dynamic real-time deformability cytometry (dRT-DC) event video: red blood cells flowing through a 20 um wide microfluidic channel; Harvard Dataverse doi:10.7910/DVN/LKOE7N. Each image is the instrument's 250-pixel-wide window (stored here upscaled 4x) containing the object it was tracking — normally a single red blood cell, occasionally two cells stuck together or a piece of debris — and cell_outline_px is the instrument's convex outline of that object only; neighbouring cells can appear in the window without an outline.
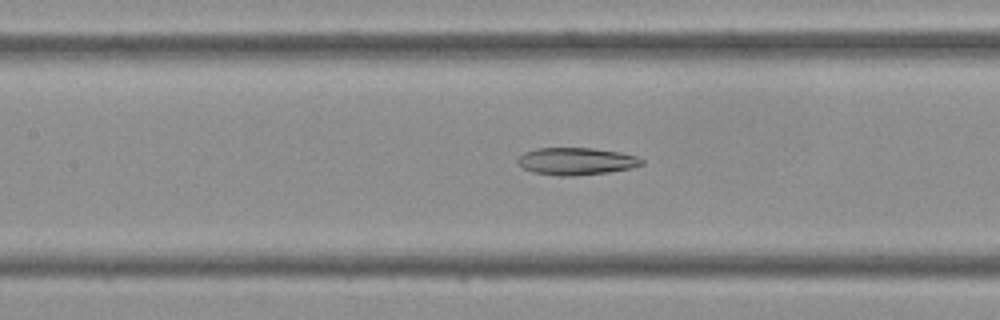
{"species": "Egyptian fruit bat (a non-hibernating species)", "species_latin": "Rousettus aegyptiacus", "temperature_condition": "cold", "stored_images_in_passage": 42, "camera_frame_rate_fps": 3000, "um_per_image_px": 0.085, "frame": {"image": 1, "passage_image": 18, "time_ms": 5.667, "image_size_px": [1000, 320], "cell_outline_px": [[644, 164], [632, 168], [608, 172], [572, 176], [560, 176], [532, 172], [524, 168], [516, 160], [524, 152], [536, 148], [592, 148], [620, 152], [636, 156], [644, 160]], "centroid_in_image_um": [49.0, 13.7], "position_along_channel_um": 158.4, "area_um2": 19.71}}
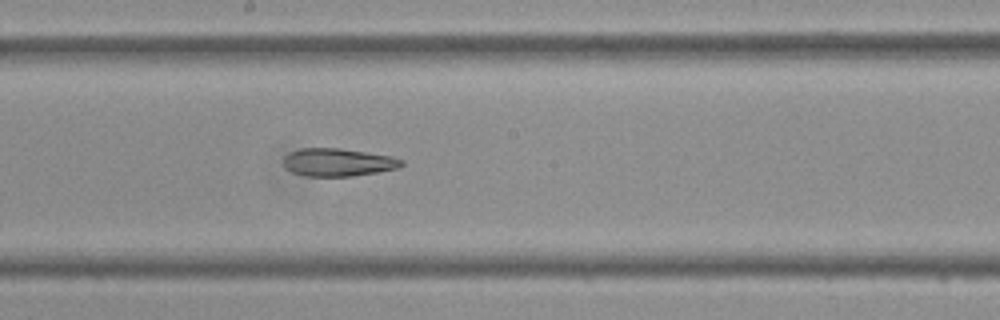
{"frame": {"image": 2, "passage_image": 22, "time_ms": 7.0, "image_size_px": [1000, 320], "cell_outline_px": [[404, 164], [400, 168], [352, 176], [308, 176], [292, 172], [284, 168], [284, 156], [300, 148], [340, 148], [392, 156], [404, 160]], "centroid_in_image_um": [28.75, 13.79], "position_along_channel_um": 219.4, "area_um2": 19.19}}
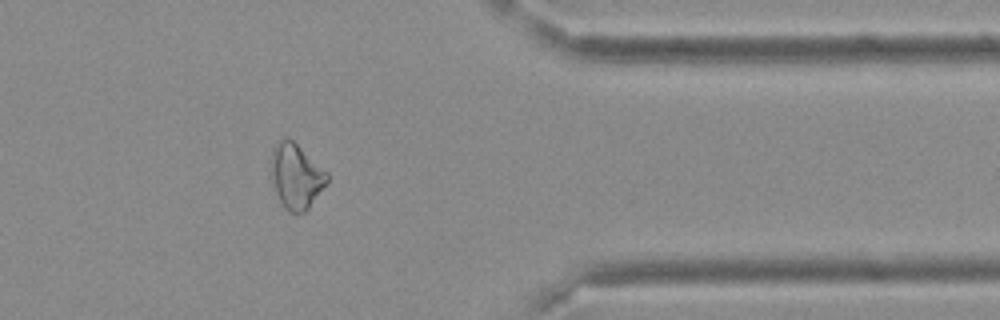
{"frame": {"image": 3, "passage_image": 34, "time_ms": 11.0, "image_size_px": [1000, 320], "cell_outline_px": [[328, 180], [308, 208], [304, 212], [288, 212], [284, 208], [272, 184], [268, 168], [272, 148], [280, 140], [288, 136], [328, 172]], "centroid_in_image_um": [25.11, 14.94], "position_along_channel_um": 386.3, "area_um2": 21.39}}